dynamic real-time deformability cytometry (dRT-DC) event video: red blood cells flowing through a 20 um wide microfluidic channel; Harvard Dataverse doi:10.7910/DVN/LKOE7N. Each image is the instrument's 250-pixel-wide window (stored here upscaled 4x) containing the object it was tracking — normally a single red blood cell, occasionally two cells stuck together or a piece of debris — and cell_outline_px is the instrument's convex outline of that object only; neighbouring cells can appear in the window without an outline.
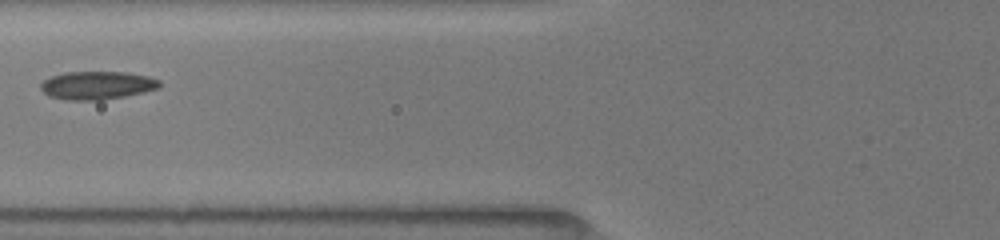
{"species": "common noctule bat (a hibernating species)", "species_latin": "Nyctalus noctula", "temperature_condition": "room temperature", "stored_images_in_passage": 8, "camera_frame_rate_fps": 3000, "um_per_image_px": 0.085, "animal": {"sex": "female", "body_mass_g": 19.5, "forearm_length_mm": 54.1}, "frame": {"image": 1, "passage_image": 4, "time_ms": 2.667, "image_size_px": [1000, 240], "cell_outline_px": [[160, 88], [144, 92], [124, 96], [100, 100], [68, 100], [48, 96], [40, 88], [40, 84], [44, 80], [52, 76], [64, 72], [128, 72], [148, 76], [160, 80]], "centroid_in_image_um": [8.26, 7.25], "position_along_channel_um": 117.5, "area_um2": 19.54}}
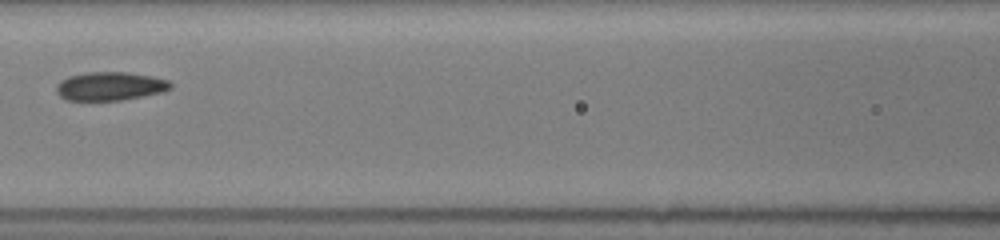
{"frame": {"image": 2, "passage_image": 5, "time_ms": 3.667, "image_size_px": [1000, 240], "cell_outline_px": [[172, 88], [164, 92], [144, 96], [120, 100], [68, 100], [60, 96], [56, 92], [56, 84], [60, 80], [68, 76], [84, 72], [128, 72], [152, 76], [168, 80], [172, 84]], "centroid_in_image_um": [9.36, 7.32], "position_along_channel_um": 157.2, "area_um2": 19.19}}
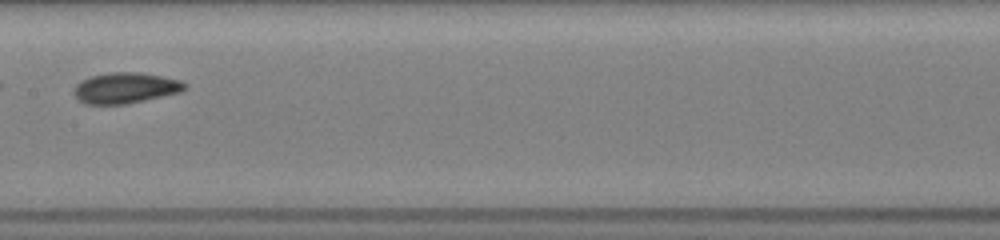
{"frame": {"image": 3, "passage_image": 6, "time_ms": 4.667, "image_size_px": [1000, 240], "cell_outline_px": [[188, 88], [180, 92], [144, 100], [124, 104], [84, 104], [72, 92], [72, 88], [80, 80], [92, 76], [108, 72], [140, 72], [180, 80], [188, 84]], "centroid_in_image_um": [10.64, 7.47], "position_along_channel_um": 196.8, "area_um2": 19.94}}